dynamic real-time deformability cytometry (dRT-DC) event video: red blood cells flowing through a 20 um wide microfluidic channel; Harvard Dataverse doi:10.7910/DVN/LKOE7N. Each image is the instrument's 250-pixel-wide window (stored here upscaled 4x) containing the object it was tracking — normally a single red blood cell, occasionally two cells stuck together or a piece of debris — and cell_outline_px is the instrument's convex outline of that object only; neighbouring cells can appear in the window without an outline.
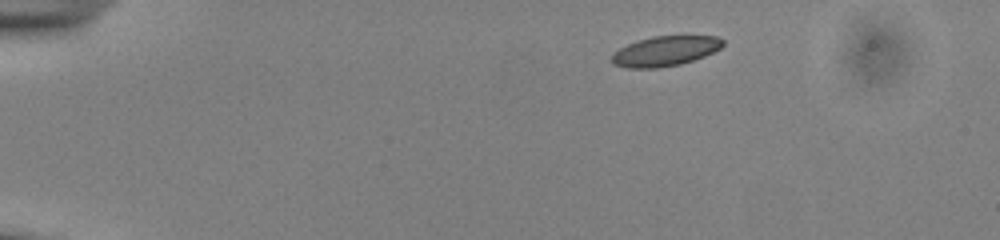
{"species": "common noctule bat (a hibernating species)", "species_latin": "Nyctalus noctula", "temperature_condition": "cold", "stored_images_in_passage": 46, "camera_frame_rate_fps": 3000, "um_per_image_px": 0.085, "animal": {"sex": "male", "body_mass_g": 13.0, "forearm_length_mm": 53.1}, "frame": {"image": 1, "passage_image": 1, "time_ms": 0.0, "image_size_px": [1000, 240], "cell_outline_px": [[724, 44], [720, 48], [704, 56], [680, 64], [656, 68], [628, 68], [612, 64], [608, 60], [612, 52], [628, 44], [652, 36], [716, 36], [724, 40]], "centroid_in_image_um": [56.48, 4.35], "position_along_channel_um": 28.5, "area_um2": 19.42}}
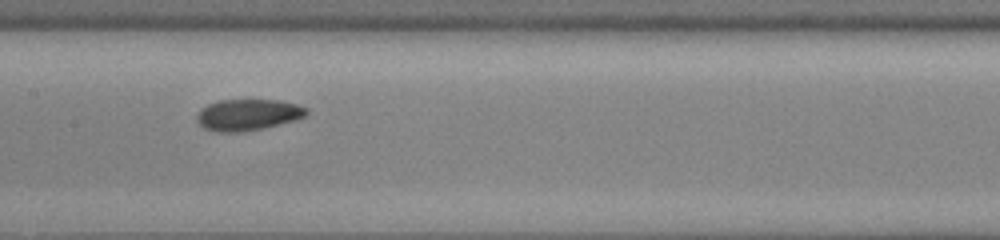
{"frame": {"image": 2, "passage_image": 20, "time_ms": 6.333, "image_size_px": [1000, 240], "cell_outline_px": [[308, 112], [304, 116], [296, 120], [264, 128], [244, 132], [216, 132], [204, 128], [196, 120], [196, 116], [208, 104], [220, 100], [280, 100], [296, 104], [308, 108]], "centroid_in_image_um": [21.09, 9.76], "position_along_channel_um": 186.3, "area_um2": 20.0}}
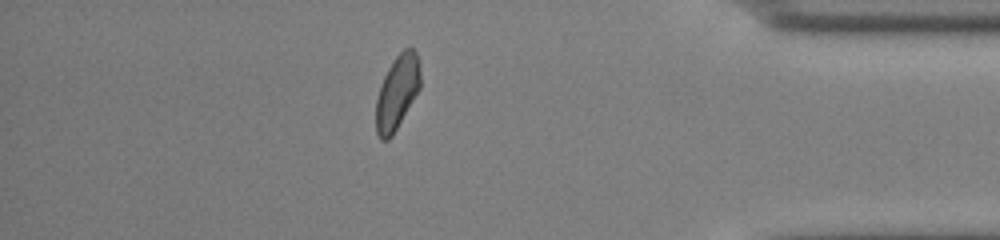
{"frame": {"image": 3, "passage_image": 39, "time_ms": 12.667, "image_size_px": [1000, 240], "cell_outline_px": [[420, 88], [392, 136], [388, 140], [380, 140], [376, 132], [376, 100], [380, 84], [388, 68], [396, 56], [404, 48], [412, 48], [416, 52], [420, 60]], "centroid_in_image_um": [33.76, 7.84], "position_along_channel_um": 401.4, "area_um2": 19.19}, "authors_computed_cell_mechanics": {"area_um2": 19.5653, "velocity_mm_per_s": 3.8681, "shape_relaxation_time_tau1_ms": 7.1004, "shape_relaxation_time_tau2_ms": 3.1111, "deformation_change_tau1": 0.1246, "deformation_change_tau2": 0.0771}}